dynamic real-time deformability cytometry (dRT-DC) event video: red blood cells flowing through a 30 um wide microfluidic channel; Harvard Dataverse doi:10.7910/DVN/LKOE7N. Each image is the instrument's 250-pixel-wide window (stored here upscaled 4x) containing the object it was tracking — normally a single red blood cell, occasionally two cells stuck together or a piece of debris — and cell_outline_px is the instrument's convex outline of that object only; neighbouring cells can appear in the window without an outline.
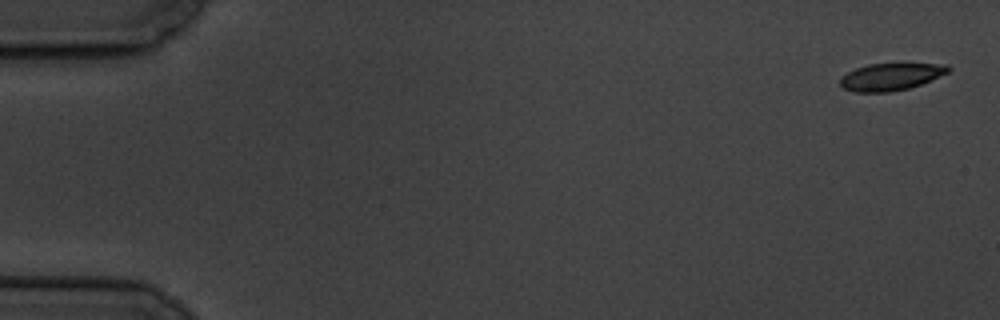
{"species": "common noctule bat (a hibernating species)", "species_latin": "Nyctalus noctula", "temperature_condition": "cold", "stored_images_in_passage": 7, "camera_frame_rate_fps": 3000, "um_per_image_px": 0.085, "animal": {"sex": "male", "body_mass_g": 19.5, "forearm_length_mm": 54.6}, "frame": {"image": 1, "passage_image": 1, "time_ms": 0.0, "image_size_px": [1000, 320], "cell_outline_px": [[952, 68], [948, 72], [920, 84], [908, 88], [892, 92], [856, 92], [844, 88], [840, 84], [840, 76], [856, 68], [868, 64], [948, 64]], "centroid_in_image_um": [75.7, 6.52], "position_along_channel_um": 9.3, "area_um2": 16.94}}
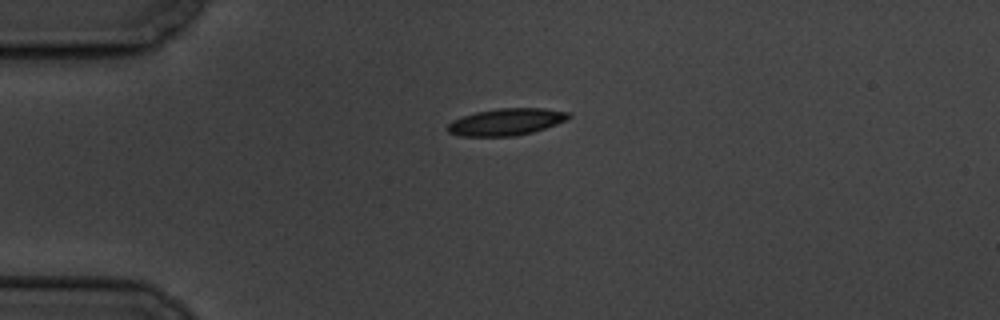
{"frame": {"image": 2, "passage_image": 5, "time_ms": 4.333, "image_size_px": [1000, 320], "cell_outline_px": [[572, 116], [556, 124], [532, 132], [516, 136], [460, 136], [448, 132], [444, 128], [452, 120], [476, 112], [496, 108], [544, 108], [568, 112]], "centroid_in_image_um": [42.99, 10.36], "position_along_channel_um": 42.0, "area_um2": 18.96}}
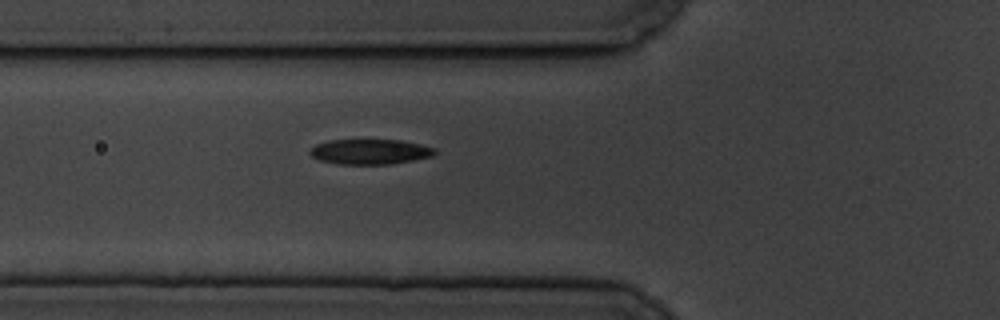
{"frame": {"image": 3, "passage_image": 7, "time_ms": 6.667, "image_size_px": [1000, 320], "cell_outline_px": [[436, 152], [432, 156], [392, 164], [336, 164], [320, 160], [312, 156], [308, 152], [316, 144], [328, 140], [400, 140], [420, 144], [436, 148]], "centroid_in_image_um": [31.44, 12.89], "position_along_channel_um": 94.4, "area_um2": 18.26}}